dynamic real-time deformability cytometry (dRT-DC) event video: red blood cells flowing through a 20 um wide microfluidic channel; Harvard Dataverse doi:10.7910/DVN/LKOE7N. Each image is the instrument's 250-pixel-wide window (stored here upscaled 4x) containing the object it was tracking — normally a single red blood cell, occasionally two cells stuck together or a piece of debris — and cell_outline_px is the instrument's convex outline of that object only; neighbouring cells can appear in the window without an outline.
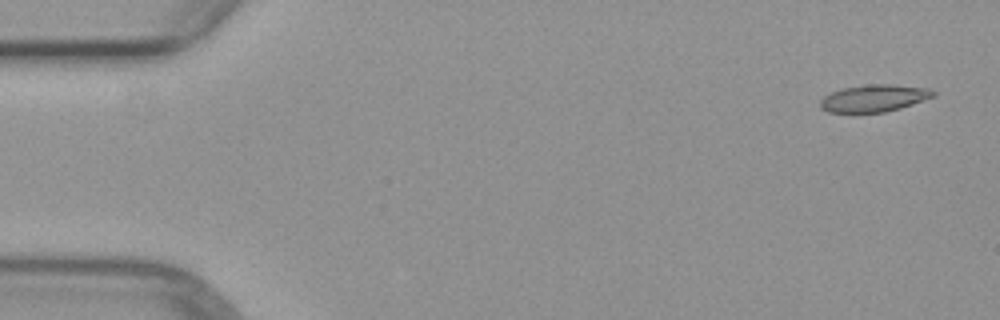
{"species": "common noctule bat (a hibernating species)", "species_latin": "Nyctalus noctula", "temperature_condition": "warm", "stored_images_in_passage": 5, "camera_frame_rate_fps": 3000, "um_per_image_px": 0.085, "animal": {"sex": "female", "body_mass_g": 29.2, "forearm_length_mm": 56.3}, "frame": {"image": 1, "passage_image": 1, "time_ms": 0.0, "image_size_px": [1000, 320], "cell_outline_px": [[936, 96], [900, 108], [884, 112], [856, 116], [828, 112], [820, 108], [820, 100], [824, 96], [840, 88], [868, 84], [892, 84], [928, 88], [936, 92]], "centroid_in_image_um": [74.22, 8.39], "position_along_channel_um": 10.8, "area_um2": 18.73}}